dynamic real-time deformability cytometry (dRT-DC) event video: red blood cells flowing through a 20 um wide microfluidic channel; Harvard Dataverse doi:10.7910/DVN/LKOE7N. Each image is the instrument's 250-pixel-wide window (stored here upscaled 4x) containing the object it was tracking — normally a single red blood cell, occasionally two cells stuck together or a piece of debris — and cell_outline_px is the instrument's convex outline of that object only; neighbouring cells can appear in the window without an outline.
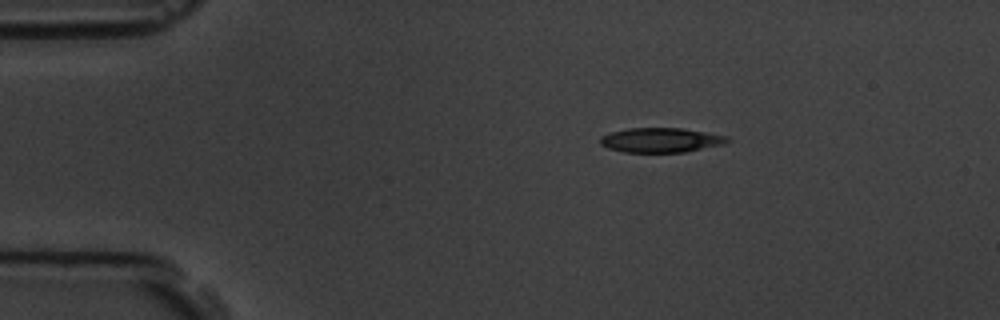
{"species": "common noctule bat (a hibernating species)", "species_latin": "Nyctalus noctula", "temperature_condition": "room temperature", "stored_images_in_passage": 7, "camera_frame_rate_fps": 3000, "um_per_image_px": 0.085, "animal": {"sex": "male", "body_mass_g": 19.5, "forearm_length_mm": 54.6}, "frame": {"image": 1, "passage_image": 7, "time_ms": 8.0, "image_size_px": [1000, 320], "cell_outline_px": [[728, 140], [720, 144], [684, 152], [624, 152], [608, 148], [600, 144], [600, 136], [608, 132], [628, 128], [680, 128], [728, 136]], "centroid_in_image_um": [56.07, 11.9], "position_along_channel_um": 28.9, "area_um2": 17.98}}